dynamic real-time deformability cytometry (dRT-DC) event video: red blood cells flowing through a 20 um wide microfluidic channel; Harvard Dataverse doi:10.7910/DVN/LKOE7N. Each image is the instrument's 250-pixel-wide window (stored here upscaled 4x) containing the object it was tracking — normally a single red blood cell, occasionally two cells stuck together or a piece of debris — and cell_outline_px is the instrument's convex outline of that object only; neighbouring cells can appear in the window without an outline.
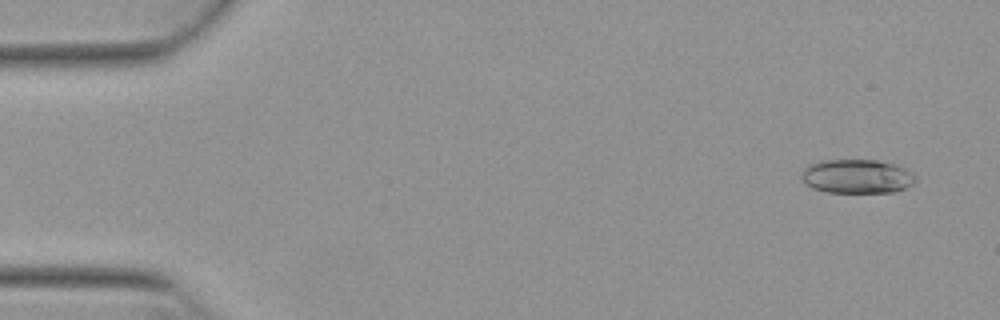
{"species": "Egyptian fruit bat (a non-hibernating species)", "species_latin": "Rousettus aegyptiacus", "temperature_condition": "warm", "stored_images_in_passage": 52, "camera_frame_rate_fps": 3000, "um_per_image_px": 0.085, "animal": {"sex": "female"}, "frame": {"image": 1, "passage_image": 3, "time_ms": 0.667, "image_size_px": [1000, 320], "cell_outline_px": [[916, 180], [912, 184], [896, 192], [828, 192], [812, 188], [804, 184], [800, 176], [800, 172], [808, 164], [820, 160], [876, 160], [900, 164], [908, 168], [916, 176]], "centroid_in_image_um": [72.84, 14.97], "position_along_channel_um": 12.2, "area_um2": 23.12}}
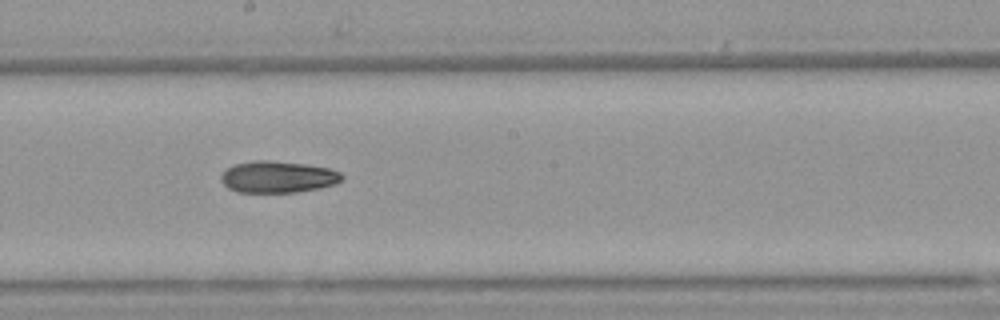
{"frame": {"image": 2, "passage_image": 29, "time_ms": 9.333, "image_size_px": [1000, 320], "cell_outline_px": [[344, 176], [336, 184], [320, 188], [296, 192], [236, 192], [228, 188], [220, 180], [220, 176], [228, 168], [236, 164], [252, 160], [268, 160], [304, 164], [328, 168], [340, 172]], "centroid_in_image_um": [23.61, 15.04], "position_along_channel_um": 224.6, "area_um2": 22.25}}
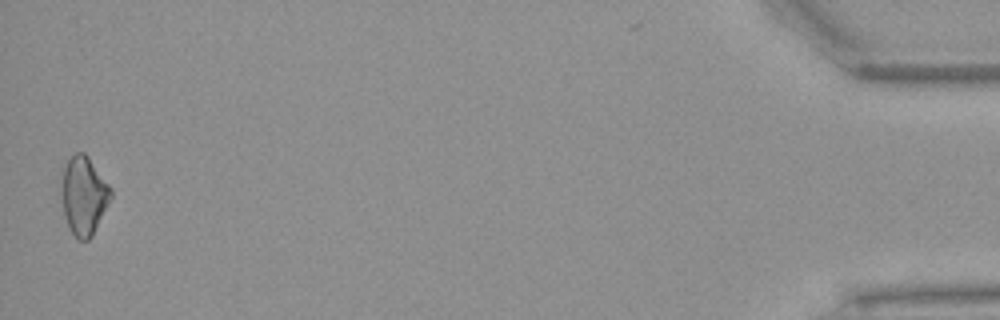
{"frame": {"image": 3, "passage_image": 52, "time_ms": 17.0, "image_size_px": [1000, 320], "cell_outline_px": [[112, 196], [92, 236], [88, 240], [80, 240], [72, 232], [68, 224], [60, 200], [60, 180], [64, 168], [68, 160], [76, 152], [84, 152], [88, 156], [112, 188]], "centroid_in_image_um": [7.11, 16.6], "position_along_channel_um": 428.1, "area_um2": 22.6}}